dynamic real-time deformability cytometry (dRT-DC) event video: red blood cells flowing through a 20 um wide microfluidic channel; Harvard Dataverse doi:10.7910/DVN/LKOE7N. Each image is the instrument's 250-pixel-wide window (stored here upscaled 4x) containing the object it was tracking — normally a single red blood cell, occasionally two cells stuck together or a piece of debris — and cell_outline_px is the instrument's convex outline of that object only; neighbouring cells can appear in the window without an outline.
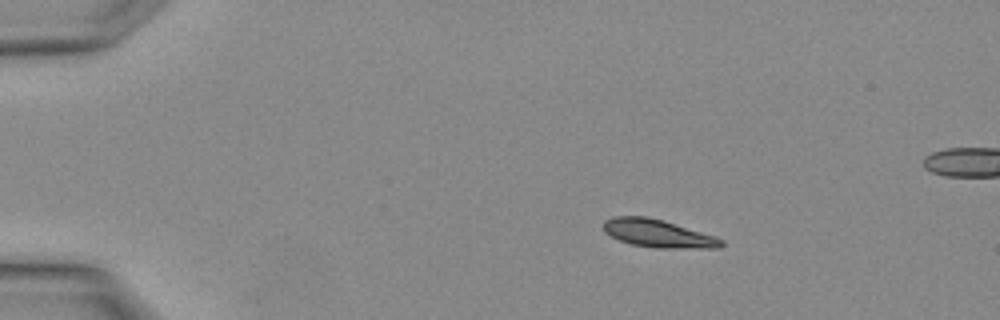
{"species": "Egyptian fruit bat (a non-hibernating species)", "species_latin": "Rousettus aegyptiacus", "temperature_condition": "warm", "stored_images_in_passage": 3, "camera_frame_rate_fps": 3000, "um_per_image_px": 0.085, "animal": {"sex": "female"}, "frame": {"image": 1, "passage_image": 1, "time_ms": 0.0, "image_size_px": [1000, 320], "cell_outline_px": [[724, 244], [720, 248], [652, 248], [632, 244], [620, 240], [604, 232], [604, 220], [612, 216], [648, 216], [664, 220], [716, 236], [724, 240]], "centroid_in_image_um": [55.96, 19.84], "position_along_channel_um": 29.0, "area_um2": 19.36}}